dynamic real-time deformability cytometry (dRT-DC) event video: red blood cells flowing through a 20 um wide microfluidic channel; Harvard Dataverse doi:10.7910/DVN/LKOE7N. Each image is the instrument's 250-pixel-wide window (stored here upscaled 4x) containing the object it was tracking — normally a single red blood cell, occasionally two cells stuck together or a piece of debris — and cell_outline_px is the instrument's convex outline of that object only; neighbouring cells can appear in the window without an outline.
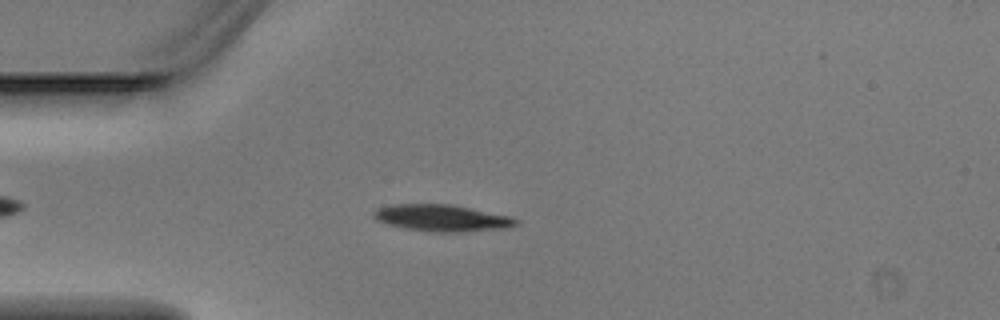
{"species": "Egyptian fruit bat (a non-hibernating species)", "species_latin": "Rousettus aegyptiacus", "temperature_condition": "warm", "stored_images_in_passage": 5, "camera_frame_rate_fps": 3000, "um_per_image_px": 0.085, "animal": {"sex": "male"}, "frame": {"image": 1, "passage_image": 4, "time_ms": 1.0, "image_size_px": [1000, 320], "cell_outline_px": [[520, 224], [504, 228], [460, 232], [432, 232], [404, 228], [388, 224], [376, 220], [372, 216], [372, 212], [376, 208], [392, 204], [448, 204], [508, 216], [520, 220]], "centroid_in_image_um": [37.5, 18.53], "position_along_channel_um": 47.5, "area_um2": 22.02}}